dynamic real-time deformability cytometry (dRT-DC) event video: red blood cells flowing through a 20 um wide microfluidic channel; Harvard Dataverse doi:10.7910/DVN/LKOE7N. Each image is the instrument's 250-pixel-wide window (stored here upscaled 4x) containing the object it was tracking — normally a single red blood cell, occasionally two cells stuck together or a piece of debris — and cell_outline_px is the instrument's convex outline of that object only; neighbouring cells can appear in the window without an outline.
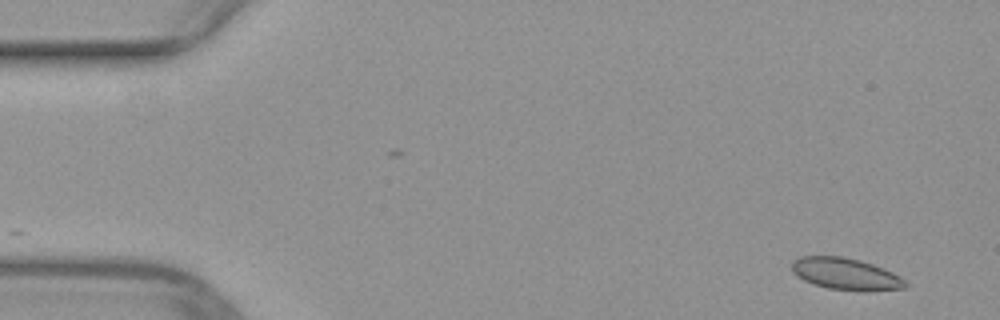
{"species": "common noctule bat (a hibernating species)", "species_latin": "Nyctalus noctula", "temperature_condition": "warm", "stored_images_in_passage": 48, "camera_frame_rate_fps": 3000, "um_per_image_px": 0.085, "animal": {"sex": "female", "body_mass_g": 29.2, "forearm_length_mm": 56.3}, "frame": {"image": 1, "passage_image": 1, "time_ms": 0.0, "image_size_px": [1000, 320], "cell_outline_px": [[908, 284], [904, 288], [828, 288], [804, 280], [792, 272], [792, 260], [800, 256], [840, 256], [860, 260], [884, 268], [900, 276]], "centroid_in_image_um": [71.81, 23.21], "position_along_channel_um": 13.2, "area_um2": 20.0}}
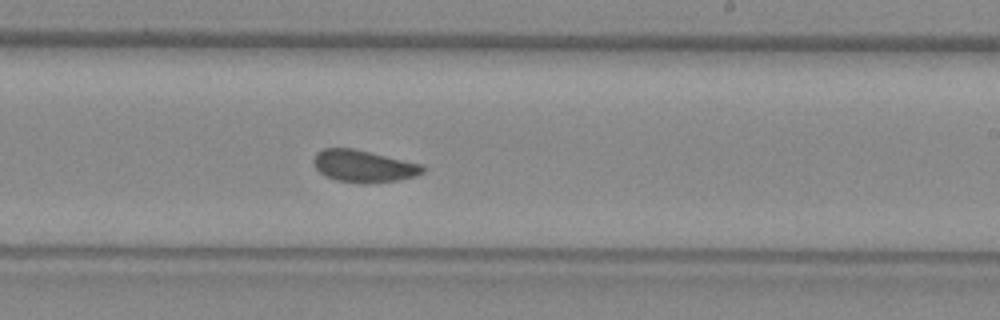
{"frame": {"image": 2, "passage_image": 28, "time_ms": 9.0, "image_size_px": [1000, 320], "cell_outline_px": [[428, 168], [424, 172], [416, 176], [396, 180], [368, 184], [364, 184], [336, 180], [324, 176], [312, 164], [312, 160], [316, 152], [324, 148], [352, 148], [424, 164]], "centroid_in_image_um": [30.92, 14.12], "position_along_channel_um": 258.1, "area_um2": 20.75}}
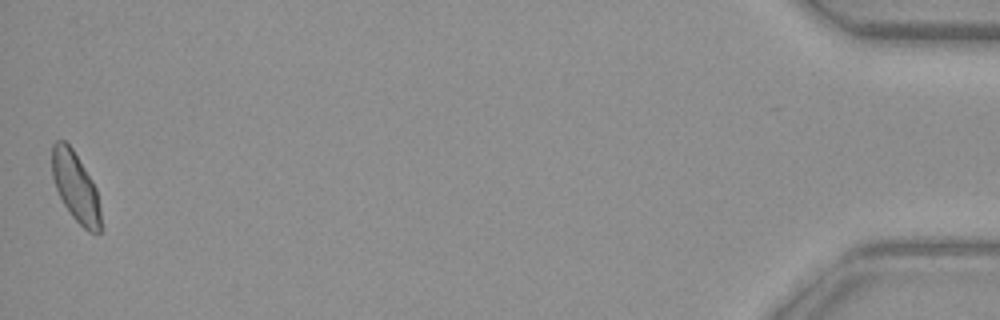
{"frame": {"image": 3, "passage_image": 48, "time_ms": 15.667, "image_size_px": [1000, 320], "cell_outline_px": [[100, 232], [88, 232], [72, 216], [64, 204], [56, 188], [52, 176], [52, 144], [56, 140], [64, 140], [72, 148], [92, 180], [96, 188], [100, 208]], "centroid_in_image_um": [6.41, 15.87], "position_along_channel_um": 428.8, "area_um2": 19.48}}